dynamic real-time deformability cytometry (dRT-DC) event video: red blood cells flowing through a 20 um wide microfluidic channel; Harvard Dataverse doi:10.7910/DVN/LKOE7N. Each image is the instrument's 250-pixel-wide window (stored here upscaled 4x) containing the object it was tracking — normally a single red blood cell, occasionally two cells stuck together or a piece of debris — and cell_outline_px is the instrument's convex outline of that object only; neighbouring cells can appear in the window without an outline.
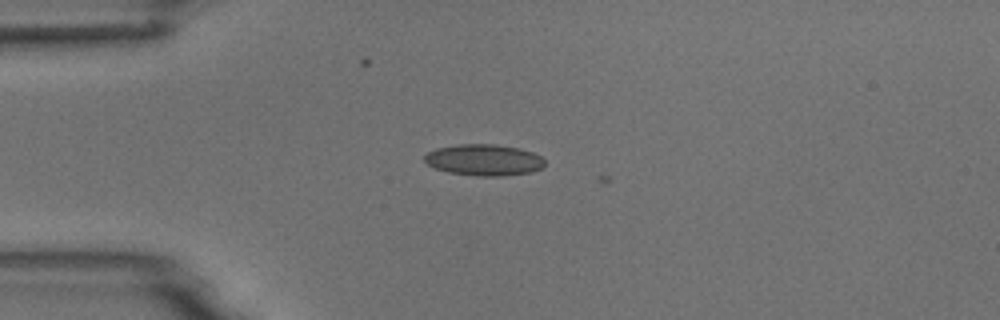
{"species": "common noctule bat (a hibernating species)", "species_latin": "Nyctalus noctula", "temperature_condition": "room temperature", "stored_images_in_passage": 6, "camera_frame_rate_fps": 3000, "um_per_image_px": 0.085, "animal": {"sex": "male", "body_mass_g": 18.8}, "frame": {"image": 1, "passage_image": 4, "time_ms": 3.667, "image_size_px": [1000, 320], "cell_outline_px": [[544, 164], [540, 168], [532, 172], [500, 176], [480, 176], [448, 172], [436, 168], [428, 164], [424, 160], [424, 156], [428, 152], [436, 148], [456, 144], [496, 144], [520, 148], [532, 152], [540, 156], [544, 160]], "centroid_in_image_um": [41.13, 13.58], "position_along_channel_um": 43.9, "area_um2": 21.91}}